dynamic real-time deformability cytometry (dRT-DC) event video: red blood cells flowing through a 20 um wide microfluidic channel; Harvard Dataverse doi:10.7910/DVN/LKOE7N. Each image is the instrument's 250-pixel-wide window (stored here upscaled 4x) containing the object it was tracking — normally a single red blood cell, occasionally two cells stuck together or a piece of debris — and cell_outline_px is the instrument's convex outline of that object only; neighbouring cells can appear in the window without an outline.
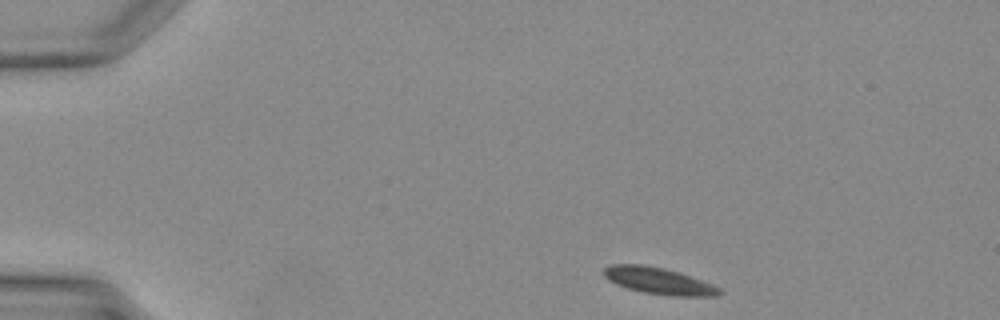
{"species": "Egyptian fruit bat (a non-hibernating species)", "species_latin": "Rousettus aegyptiacus", "temperature_condition": "warm", "stored_images_in_passage": 34, "camera_frame_rate_fps": 3000, "um_per_image_px": 0.085, "animal": {"sex": "female"}, "frame": {"image": 1, "passage_image": 1, "time_ms": 0.0, "image_size_px": [1000, 320], "cell_outline_px": [[724, 292], [720, 296], [672, 296], [644, 292], [628, 288], [616, 284], [608, 280], [604, 276], [604, 268], [612, 264], [640, 264], [664, 268], [680, 272], [712, 284], [720, 288]], "centroid_in_image_um": [56.03, 23.88], "position_along_channel_um": 29.0, "area_um2": 17.98}}
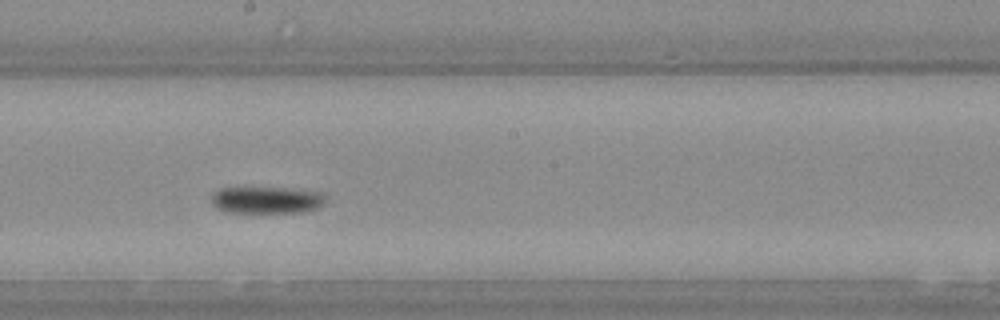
{"frame": {"image": 2, "passage_image": 17, "time_ms": 5.333, "image_size_px": [1000, 320], "cell_outline_px": [[324, 204], [316, 208], [304, 212], [228, 212], [216, 208], [212, 204], [212, 196], [220, 188], [296, 188], [320, 192], [324, 196]], "centroid_in_image_um": [22.68, 17.0], "position_along_channel_um": 225.5, "area_um2": 17.8}}
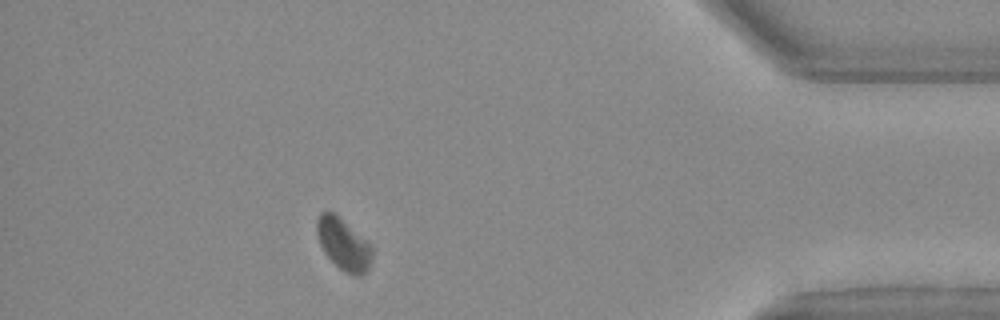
{"frame": {"image": 3, "passage_image": 30, "time_ms": 9.667, "image_size_px": [1000, 320], "cell_outline_px": [[372, 260], [368, 268], [360, 276], [352, 276], [344, 272], [324, 252], [320, 244], [316, 232], [316, 220], [320, 212], [336, 212], [368, 240], [372, 244]], "centroid_in_image_um": [29.21, 20.72], "position_along_channel_um": 406.0, "area_um2": 17.05}}